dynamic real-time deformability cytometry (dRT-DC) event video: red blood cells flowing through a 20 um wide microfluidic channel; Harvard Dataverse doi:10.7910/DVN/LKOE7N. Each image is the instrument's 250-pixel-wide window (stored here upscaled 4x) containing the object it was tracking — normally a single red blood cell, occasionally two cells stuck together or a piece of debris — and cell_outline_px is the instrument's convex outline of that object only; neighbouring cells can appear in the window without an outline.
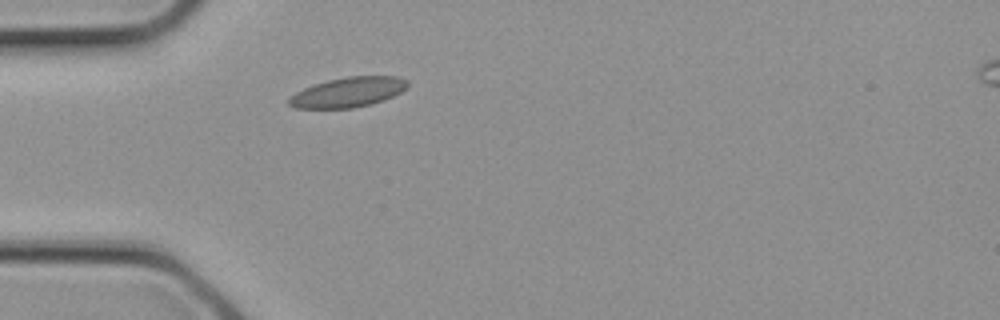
{"species": "common noctule bat (a hibernating species)", "species_latin": "Nyctalus noctula", "temperature_condition": "cold", "stored_images_in_passage": 1, "camera_frame_rate_fps": 3000, "um_per_image_px": 0.085, "animal": {"sex": "female", "body_mass_g": 21.9}, "frame": {"image": 1, "passage_image": 1, "time_ms": 0.0, "image_size_px": [1000, 320], "cell_outline_px": [[408, 84], [400, 92], [384, 100], [372, 104], [352, 108], [292, 108], [288, 104], [288, 100], [296, 92], [304, 88], [328, 80], [348, 76], [396, 76], [408, 80]], "centroid_in_image_um": [29.58, 7.84], "position_along_channel_um": 55.4, "area_um2": 20.52}}